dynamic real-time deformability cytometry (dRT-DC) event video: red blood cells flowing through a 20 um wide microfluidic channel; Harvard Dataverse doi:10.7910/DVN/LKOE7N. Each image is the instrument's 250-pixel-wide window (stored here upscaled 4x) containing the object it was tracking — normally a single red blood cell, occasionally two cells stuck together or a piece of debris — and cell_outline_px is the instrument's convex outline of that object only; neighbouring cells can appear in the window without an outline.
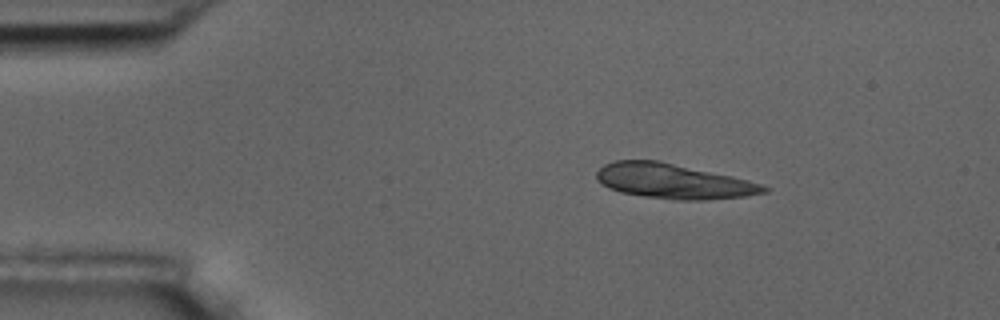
{"species": "common noctule bat (a hibernating species)", "species_latin": "Nyctalus noctula", "temperature_condition": "room temperature", "stored_images_in_passage": 3, "camera_frame_rate_fps": 3000, "um_per_image_px": 0.085, "animal": {"sex": "male", "body_mass_g": 17.5, "forearm_length_mm": 52.3}, "frame": {"image": 1, "passage_image": 1, "time_ms": 0.0, "image_size_px": [1000, 320], "cell_outline_px": [[768, 192], [744, 196], [704, 200], [672, 200], [644, 196], [620, 192], [608, 188], [600, 184], [596, 180], [596, 172], [604, 164], [616, 160], [660, 160], [732, 176], [748, 180], [760, 184], [768, 188]], "centroid_in_image_um": [57.19, 15.4], "position_along_channel_um": 27.8, "area_um2": 34.16}}